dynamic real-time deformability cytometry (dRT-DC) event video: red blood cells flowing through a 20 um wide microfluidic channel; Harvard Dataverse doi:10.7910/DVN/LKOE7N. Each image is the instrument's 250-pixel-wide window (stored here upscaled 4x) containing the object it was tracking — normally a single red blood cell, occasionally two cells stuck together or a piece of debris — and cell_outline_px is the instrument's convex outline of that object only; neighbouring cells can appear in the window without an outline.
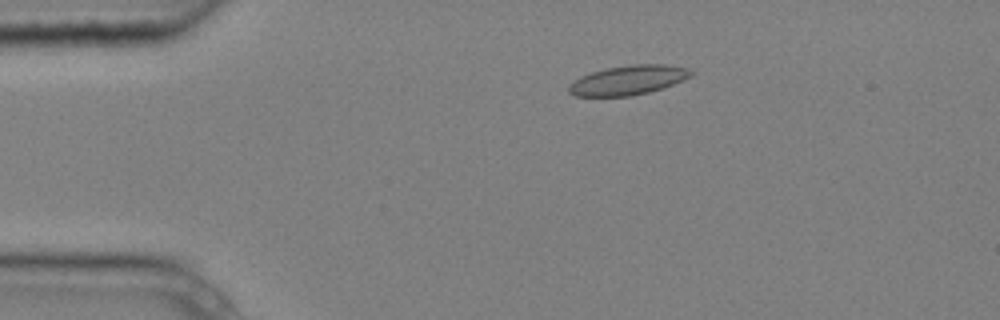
{"species": "common noctule bat (a hibernating species)", "species_latin": "Nyctalus noctula", "temperature_condition": "cold", "stored_images_in_passage": 6, "camera_frame_rate_fps": 3000, "um_per_image_px": 0.085, "animal": {"sex": "male", "body_mass_g": 20.4}, "frame": {"image": 1, "passage_image": 4, "time_ms": 1.0, "image_size_px": [1000, 320], "cell_outline_px": [[696, 72], [692, 76], [684, 80], [648, 92], [632, 96], [576, 96], [568, 92], [568, 84], [580, 76], [604, 68], [628, 64], [664, 64], [688, 68]], "centroid_in_image_um": [53.39, 6.8], "position_along_channel_um": 31.6, "area_um2": 21.15}}
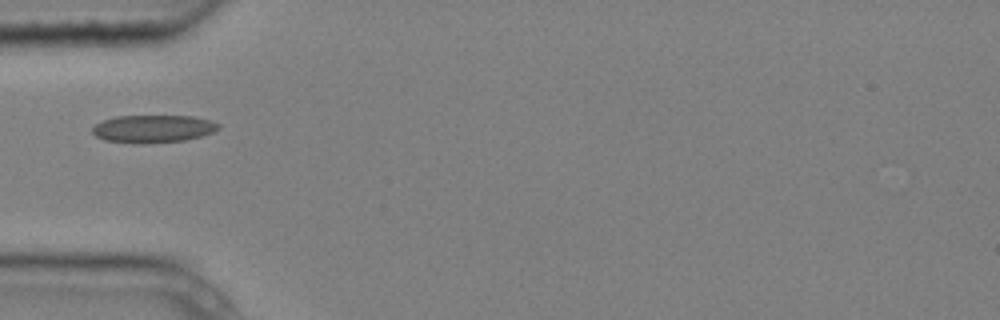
{"frame": {"image": 2, "passage_image": 6, "time_ms": 1.667, "image_size_px": [1000, 320], "cell_outline_px": [[220, 128], [212, 132], [200, 136], [184, 140], [144, 144], [132, 144], [104, 140], [96, 136], [92, 132], [92, 128], [96, 124], [104, 120], [116, 116], [192, 116], [212, 120], [220, 124]], "centroid_in_image_um": [13.01, 10.95], "position_along_channel_um": 72.0, "area_um2": 20.46}}